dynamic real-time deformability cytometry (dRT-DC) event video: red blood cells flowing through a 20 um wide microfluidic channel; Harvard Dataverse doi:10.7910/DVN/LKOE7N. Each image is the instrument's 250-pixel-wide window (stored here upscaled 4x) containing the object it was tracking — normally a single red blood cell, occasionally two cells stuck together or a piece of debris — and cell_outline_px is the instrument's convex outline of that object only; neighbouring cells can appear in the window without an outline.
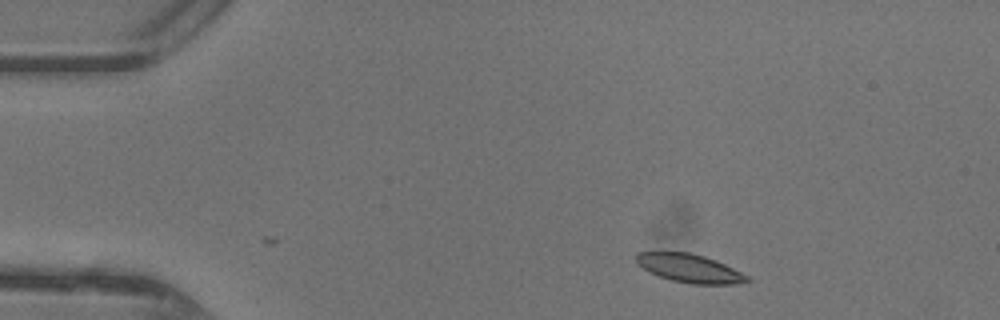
{"species": "common noctule bat (a hibernating species)", "species_latin": "Nyctalus noctula", "temperature_condition": "warm", "stored_images_in_passage": 37, "camera_frame_rate_fps": 3000, "um_per_image_px": 0.085, "animal": {"sex": "female"}, "frame": {"image": 1, "passage_image": 1, "time_ms": 0.0, "image_size_px": [1000, 320], "cell_outline_px": [[752, 280], [736, 284], [688, 284], [672, 280], [648, 272], [636, 264], [636, 252], [688, 252], [704, 256], [716, 260], [748, 276]], "centroid_in_image_um": [58.58, 22.81], "position_along_channel_um": 26.4, "area_um2": 18.38}}
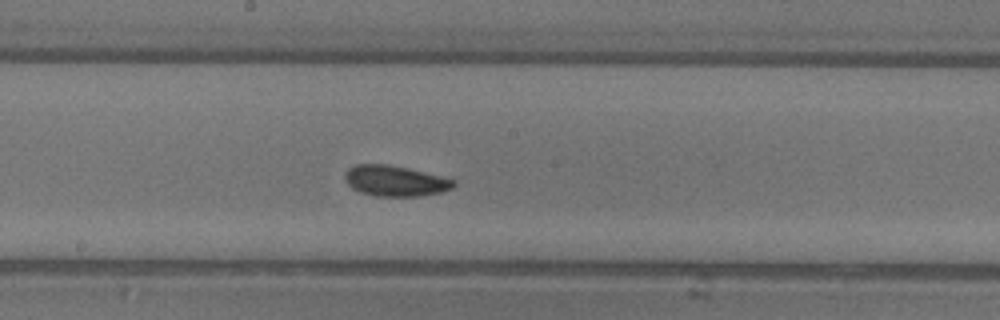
{"frame": {"image": 2, "passage_image": 19, "time_ms": 6.0, "image_size_px": [1000, 320], "cell_outline_px": [[456, 184], [452, 188], [440, 192], [420, 196], [376, 196], [360, 192], [352, 188], [348, 184], [344, 176], [344, 172], [348, 168], [356, 164], [388, 164], [408, 168], [444, 176], [456, 180]], "centroid_in_image_um": [33.6, 15.36], "position_along_channel_um": 214.6, "area_um2": 19.59}}
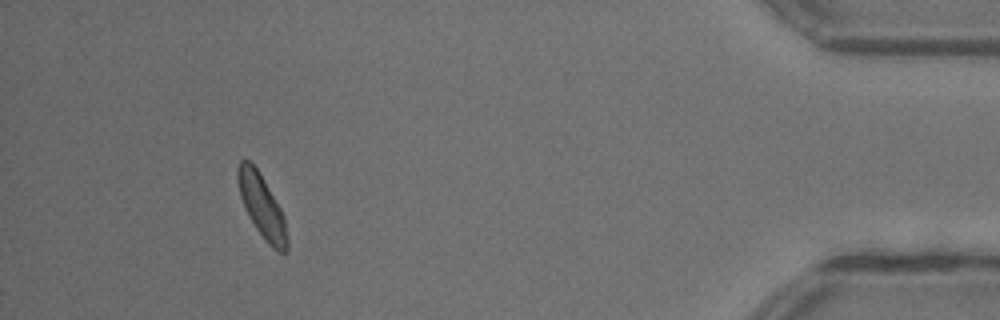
{"frame": {"image": 3, "passage_image": 37, "time_ms": 12.0, "image_size_px": [1000, 320], "cell_outline_px": [[288, 252], [280, 252], [272, 248], [264, 240], [248, 216], [240, 196], [236, 176], [236, 172], [240, 160], [248, 160], [256, 168], [280, 208], [284, 216], [288, 240]], "centroid_in_image_um": [22.25, 17.57], "position_along_channel_um": 412.9, "area_um2": 17.92}, "authors_computed_cell_mechanics": {"area_um2": 18.6694, "velocity_mm_per_s": 4.3724, "shape_relaxation_time_tau1_ms": 5.7444, "shape_relaxation_time_tau2_ms": 4.3492, "deformation_change_tau1": 0.1601, "deformation_change_tau2": 0.0877}}